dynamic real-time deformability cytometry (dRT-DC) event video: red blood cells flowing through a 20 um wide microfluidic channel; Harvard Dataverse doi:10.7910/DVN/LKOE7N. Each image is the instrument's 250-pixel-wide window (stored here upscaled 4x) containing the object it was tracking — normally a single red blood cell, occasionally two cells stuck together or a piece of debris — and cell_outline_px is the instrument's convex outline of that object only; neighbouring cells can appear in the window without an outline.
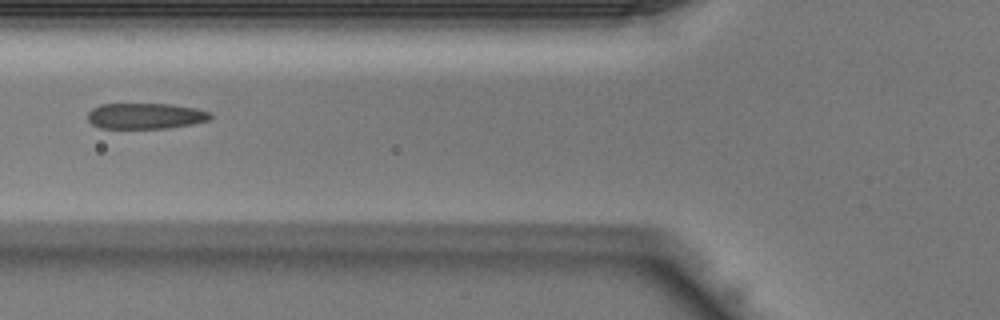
{"species": "Egyptian fruit bat (a non-hibernating species)", "species_latin": "Rousettus aegyptiacus", "temperature_condition": "warm", "stored_images_in_passage": 28, "camera_frame_rate_fps": 3000, "um_per_image_px": 0.085, "animal": {"sex": "male"}, "frame": {"image": 1, "passage_image": 3, "time_ms": 0.667, "image_size_px": [1000, 320], "cell_outline_px": [[212, 116], [208, 120], [192, 124], [164, 128], [100, 128], [92, 124], [88, 120], [88, 112], [92, 108], [100, 104], [172, 104], [196, 108], [212, 112]], "centroid_in_image_um": [12.37, 9.85], "position_along_channel_um": 113.4, "area_um2": 18.5}}
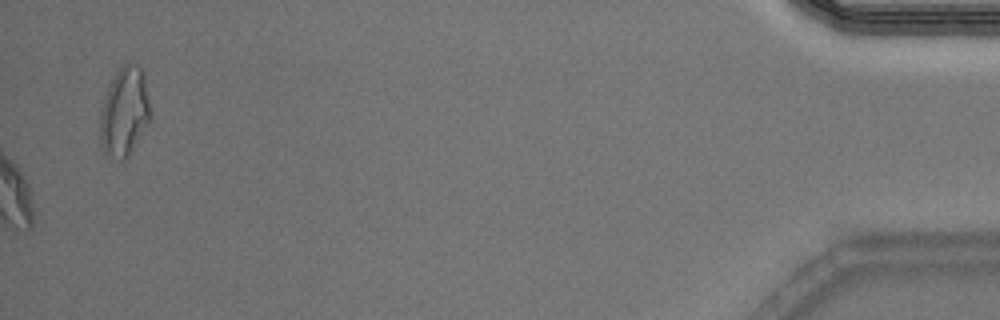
{"frame": {"image": 2, "passage_image": 28, "time_ms": 9.0, "image_size_px": [1000, 320], "cell_outline_px": [[152, 116], [128, 156], [120, 160], [104, 152], [100, 144], [100, 116], [104, 96], [116, 72], [128, 60], [136, 64], [144, 72], [152, 108]], "centroid_in_image_um": [10.6, 9.45], "position_along_channel_um": 424.6, "area_um2": 26.24}}